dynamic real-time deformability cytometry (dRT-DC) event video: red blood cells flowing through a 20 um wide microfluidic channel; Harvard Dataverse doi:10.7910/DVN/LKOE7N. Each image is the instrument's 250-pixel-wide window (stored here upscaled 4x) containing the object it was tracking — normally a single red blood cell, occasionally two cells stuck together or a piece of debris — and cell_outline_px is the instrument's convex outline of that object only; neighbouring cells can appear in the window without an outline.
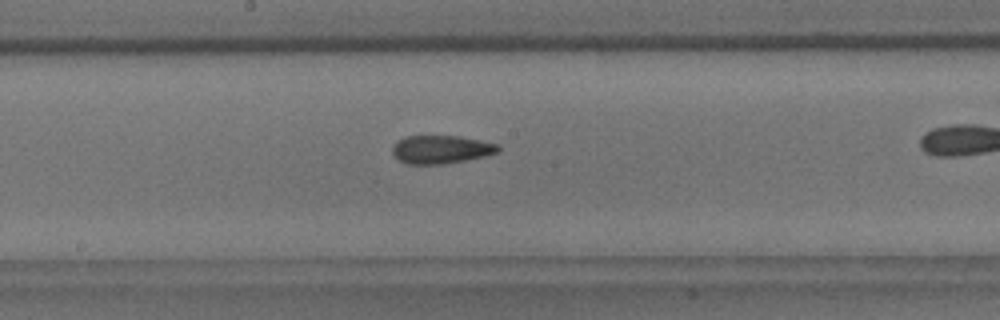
{"species": "common noctule bat (a hibernating species)", "species_latin": "Nyctalus noctula", "temperature_condition": "room temperature", "stored_images_in_passage": 26, "camera_frame_rate_fps": 3000, "um_per_image_px": 0.085, "animal": {"sex": "male", "body_mass_g": 18.8}, "frame": {"image": 1, "passage_image": 12, "time_ms": 3.667, "image_size_px": [1000, 320], "cell_outline_px": [[500, 152], [484, 156], [444, 164], [408, 164], [400, 160], [392, 152], [392, 148], [396, 140], [404, 136], [460, 136], [500, 144]], "centroid_in_image_um": [37.5, 12.69], "position_along_channel_um": 210.7, "area_um2": 17.46}}
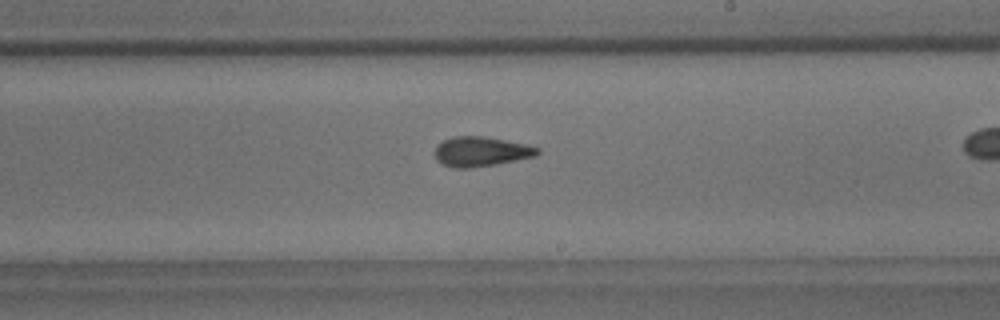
{"frame": {"image": 2, "passage_image": 15, "time_ms": 4.667, "image_size_px": [1000, 320], "cell_outline_px": [[540, 152], [536, 156], [496, 164], [468, 168], [456, 168], [444, 164], [436, 160], [436, 144], [452, 136], [484, 136], [524, 144], [540, 148]], "centroid_in_image_um": [40.88, 12.88], "position_along_channel_um": 248.1, "area_um2": 17.63}}